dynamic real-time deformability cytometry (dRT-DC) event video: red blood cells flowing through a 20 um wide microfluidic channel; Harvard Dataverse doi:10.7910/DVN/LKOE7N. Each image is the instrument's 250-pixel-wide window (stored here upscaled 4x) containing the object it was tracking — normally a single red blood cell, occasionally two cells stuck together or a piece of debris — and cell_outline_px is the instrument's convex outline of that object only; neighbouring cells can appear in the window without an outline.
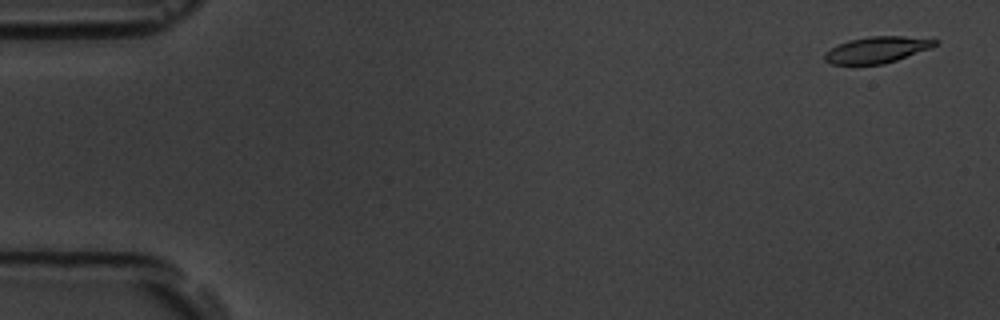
{"species": "common noctule bat (a hibernating species)", "species_latin": "Nyctalus noctula", "temperature_condition": "room temperature", "stored_images_in_passage": 8, "camera_frame_rate_fps": 3000, "um_per_image_px": 0.085, "animal": {"sex": "male", "body_mass_g": 19.5, "forearm_length_mm": 54.6}, "frame": {"image": 1, "passage_image": 1, "time_ms": 0.0, "image_size_px": [1000, 320], "cell_outline_px": [[940, 44], [896, 60], [884, 64], [832, 64], [824, 60], [824, 52], [848, 40], [868, 36], [904, 36], [940, 40]], "centroid_in_image_um": [74.55, 4.22], "position_along_channel_um": 10.5, "area_um2": 16.82}}
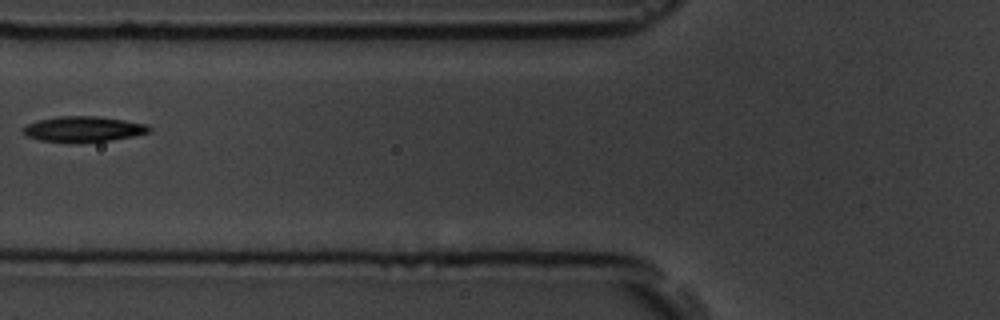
{"frame": {"image": 2, "passage_image": 7, "time_ms": 6.667, "image_size_px": [1000, 320], "cell_outline_px": [[152, 132], [112, 140], [80, 144], [76, 144], [40, 140], [28, 136], [20, 128], [28, 124], [40, 120], [60, 116], [96, 116], [124, 120], [144, 124], [152, 128]], "centroid_in_image_um": [7.09, 11.0], "position_along_channel_um": 118.7, "area_um2": 18.96}}
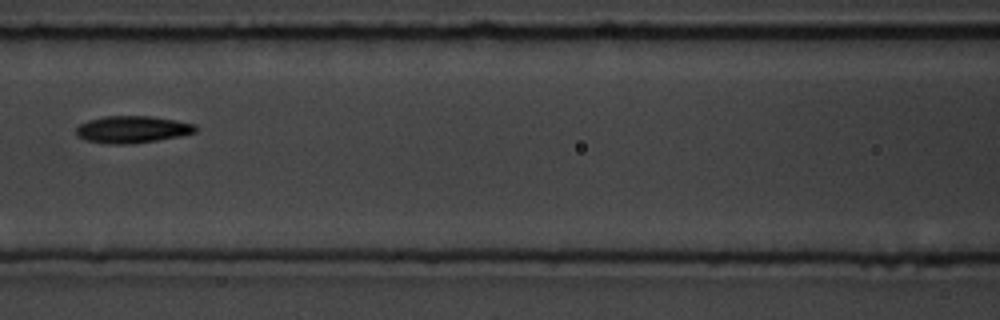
{"frame": {"image": 3, "passage_image": 8, "time_ms": 7.667, "image_size_px": [1000, 320], "cell_outline_px": [[200, 128], [196, 132], [180, 136], [132, 144], [108, 144], [88, 140], [80, 136], [76, 132], [76, 128], [80, 124], [88, 120], [104, 116], [152, 116], [176, 120], [196, 124]], "centroid_in_image_um": [11.31, 10.99], "position_along_channel_um": 155.3, "area_um2": 18.84}}